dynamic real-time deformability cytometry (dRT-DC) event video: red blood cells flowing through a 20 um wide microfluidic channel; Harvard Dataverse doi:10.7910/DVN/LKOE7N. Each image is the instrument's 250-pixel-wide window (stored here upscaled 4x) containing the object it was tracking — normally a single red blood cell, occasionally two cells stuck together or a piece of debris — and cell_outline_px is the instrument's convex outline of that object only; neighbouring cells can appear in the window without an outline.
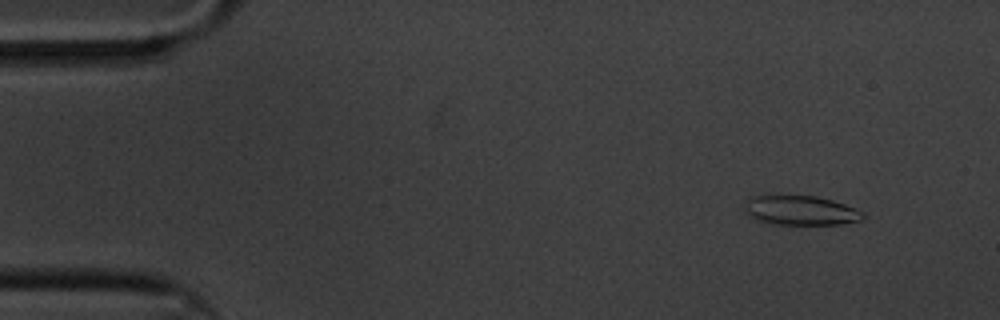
{"species": "common noctule bat (a hibernating species)", "species_latin": "Nyctalus noctula", "temperature_condition": "cold", "stored_images_in_passage": 56, "camera_frame_rate_fps": 3000, "um_per_image_px": 0.085, "animal": {"sex": "male", "body_mass_g": 20.1, "forearm_length_mm": 53.5}, "frame": {"image": 1, "passage_image": 2, "time_ms": 0.333, "image_size_px": [1000, 320], "cell_outline_px": [[864, 216], [860, 220], [840, 224], [764, 224], [748, 216], [744, 212], [744, 208], [748, 196], [816, 196], [832, 200], [844, 204], [864, 212]], "centroid_in_image_um": [67.98, 17.89], "position_along_channel_um": 17.0, "area_um2": 20.4}}
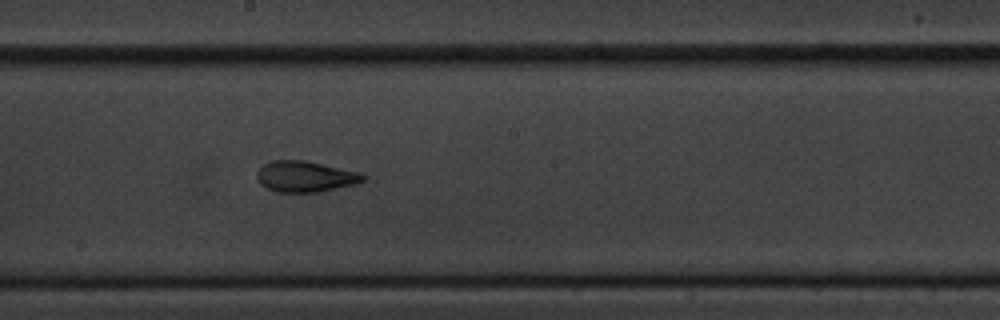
{"frame": {"image": 2, "passage_image": 29, "time_ms": 9.333, "image_size_px": [1000, 320], "cell_outline_px": [[364, 180], [356, 184], [320, 192], [276, 192], [260, 184], [256, 180], [256, 172], [264, 164], [272, 160], [304, 160], [360, 172], [364, 176]], "centroid_in_image_um": [25.92, 15.01], "position_along_channel_um": 222.3, "area_um2": 19.19}}
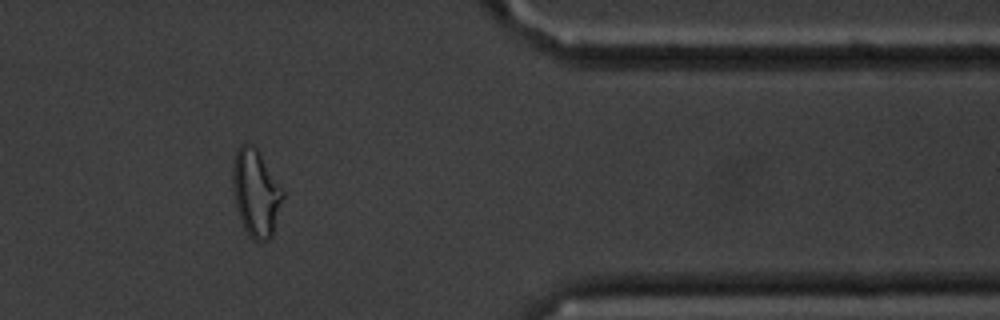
{"frame": {"image": 3, "passage_image": 46, "time_ms": 15.0, "image_size_px": [1000, 320], "cell_outline_px": [[284, 196], [272, 236], [268, 240], [252, 240], [248, 236], [240, 220], [236, 208], [232, 184], [232, 164], [236, 152], [240, 144], [252, 144], [256, 148], [284, 192]], "centroid_in_image_um": [21.73, 16.42], "position_along_channel_um": 389.7, "area_um2": 25.32}, "authors_computed_cell_mechanics": {"area_um2": 20.0277, "velocity_mm_per_s": 3.3205, "shape_relaxation_time_tau1_ms": 8.2493, "shape_relaxation_time_tau2_ms": 2.5504, "deformation_change_tau1": 0.1836, "deformation_change_tau2": 0.1042}}